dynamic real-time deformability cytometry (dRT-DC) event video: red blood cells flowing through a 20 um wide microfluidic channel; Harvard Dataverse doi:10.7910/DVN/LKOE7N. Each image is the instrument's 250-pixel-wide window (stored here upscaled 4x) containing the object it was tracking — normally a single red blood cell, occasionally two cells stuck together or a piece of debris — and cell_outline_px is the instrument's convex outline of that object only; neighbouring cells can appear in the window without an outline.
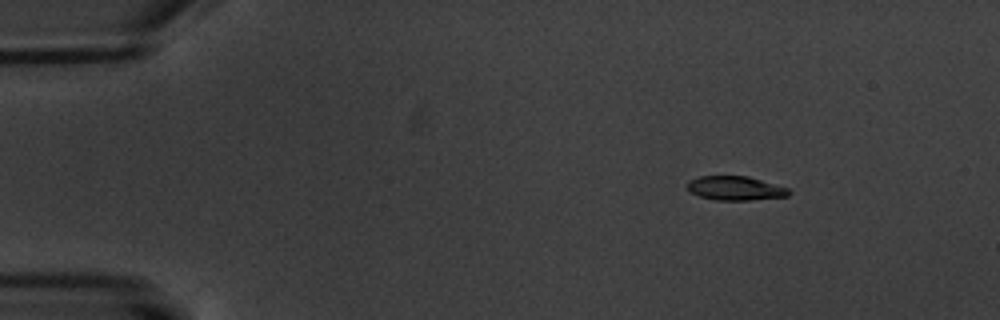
{"species": "common noctule bat (a hibernating species)", "species_latin": "Nyctalus noctula", "temperature_condition": "warm", "stored_images_in_passage": 4, "camera_frame_rate_fps": 3000, "um_per_image_px": 0.085, "animal": {"sex": "male", "body_mass_g": 20.1, "forearm_length_mm": 53.5}, "frame": {"image": 1, "passage_image": 1, "time_ms": 0.0, "image_size_px": [1000, 320], "cell_outline_px": [[792, 192], [788, 196], [748, 200], [716, 200], [700, 196], [692, 192], [684, 184], [688, 180], [700, 176], [748, 176], [788, 188]], "centroid_in_image_um": [62.49, 15.99], "position_along_channel_um": 22.5, "area_um2": 14.22}}